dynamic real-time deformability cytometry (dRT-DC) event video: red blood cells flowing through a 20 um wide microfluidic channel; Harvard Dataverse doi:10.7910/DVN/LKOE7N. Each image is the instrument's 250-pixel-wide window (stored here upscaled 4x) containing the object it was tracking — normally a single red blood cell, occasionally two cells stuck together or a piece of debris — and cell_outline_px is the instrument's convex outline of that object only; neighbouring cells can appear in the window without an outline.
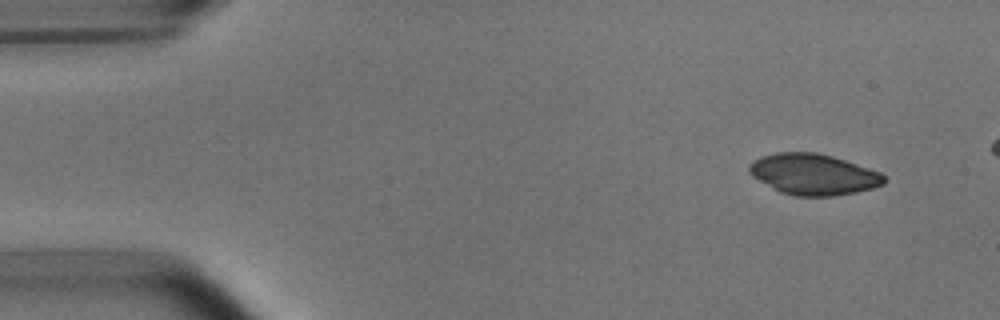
{"species": "common noctule bat (a hibernating species)", "species_latin": "Nyctalus noctula", "temperature_condition": "room temperature", "stored_images_in_passage": 4, "camera_frame_rate_fps": 3000, "um_per_image_px": 0.085, "animal": {"sex": "male", "body_mass_g": 15.6}, "frame": {"image": 1, "passage_image": 1, "time_ms": 0.0, "image_size_px": [1000, 320], "cell_outline_px": [[888, 180], [884, 184], [872, 188], [856, 192], [832, 196], [796, 196], [780, 192], [752, 176], [748, 172], [748, 164], [752, 160], [760, 156], [776, 152], [816, 152], [832, 156], [880, 172]], "centroid_in_image_um": [69.11, 14.81], "position_along_channel_um": 15.9, "area_um2": 32.25}}